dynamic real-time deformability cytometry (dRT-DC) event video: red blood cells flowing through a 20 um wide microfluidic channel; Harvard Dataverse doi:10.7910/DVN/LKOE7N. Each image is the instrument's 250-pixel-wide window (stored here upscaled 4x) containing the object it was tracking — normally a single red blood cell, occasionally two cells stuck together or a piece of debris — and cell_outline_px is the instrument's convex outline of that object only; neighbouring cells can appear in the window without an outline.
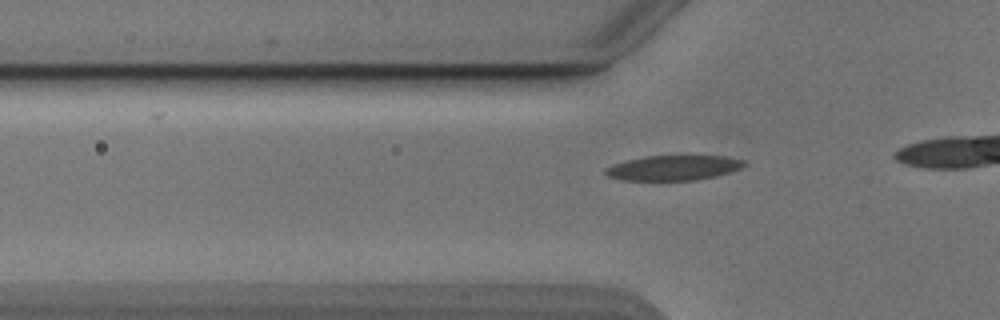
{"species": "Egyptian fruit bat (a non-hibernating species)", "species_latin": "Rousettus aegyptiacus", "temperature_condition": "cold", "stored_images_in_passage": 9, "camera_frame_rate_fps": 3000, "um_per_image_px": 0.085, "animal": {"sex": "male"}, "frame": {"image": 1, "passage_image": 3, "time_ms": 0.667, "image_size_px": [1000, 320], "cell_outline_px": [[748, 164], [740, 168], [716, 176], [696, 180], [624, 180], [608, 176], [604, 172], [604, 168], [612, 164], [644, 156], [724, 156], [744, 160]], "centroid_in_image_um": [57.23, 14.26], "position_along_channel_um": 68.6, "area_um2": 20.11}}
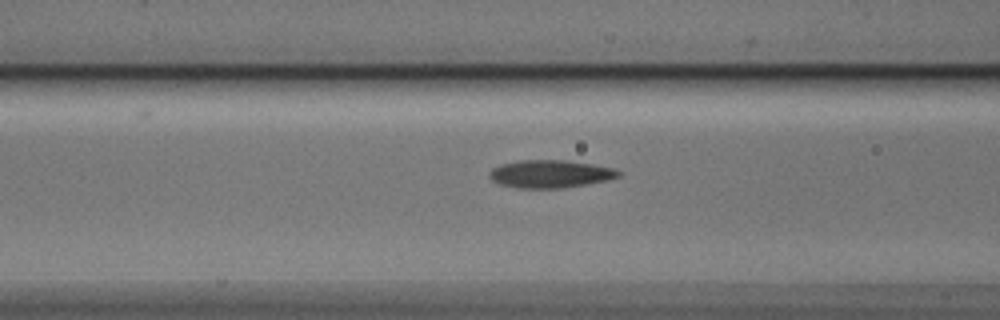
{"frame": {"image": 2, "passage_image": 7, "time_ms": 2.0, "image_size_px": [1000, 320], "cell_outline_px": [[620, 176], [608, 180], [560, 188], [520, 188], [500, 184], [492, 180], [488, 176], [488, 172], [492, 168], [500, 164], [520, 160], [564, 160], [592, 164], [616, 168], [620, 172]], "centroid_in_image_um": [46.75, 14.77], "position_along_channel_um": 119.9, "area_um2": 20.87}}